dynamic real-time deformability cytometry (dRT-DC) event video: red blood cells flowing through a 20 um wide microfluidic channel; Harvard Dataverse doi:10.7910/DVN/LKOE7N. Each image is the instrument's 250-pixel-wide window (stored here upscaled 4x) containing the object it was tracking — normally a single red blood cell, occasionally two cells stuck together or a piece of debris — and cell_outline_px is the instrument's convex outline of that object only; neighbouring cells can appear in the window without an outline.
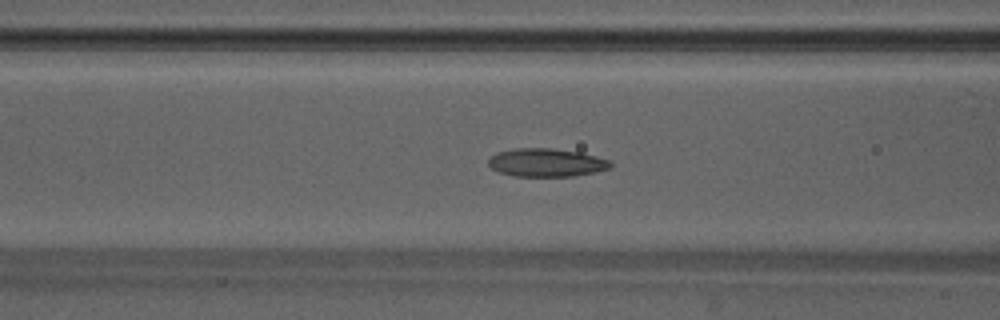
{"species": "Egyptian fruit bat (a non-hibernating species)", "species_latin": "Rousettus aegyptiacus", "temperature_condition": "warm", "stored_images_in_passage": 50, "camera_frame_rate_fps": 3000, "um_per_image_px": 0.085, "animal": {"sex": "male"}, "frame": {"image": 1, "passage_image": 20, "time_ms": 6.333, "image_size_px": [1000, 320], "cell_outline_px": [[612, 168], [596, 172], [572, 176], [512, 176], [500, 172], [492, 168], [488, 164], [488, 160], [496, 152], [516, 148], [548, 148], [580, 152], [612, 160]], "centroid_in_image_um": [46.48, 13.82], "position_along_channel_um": 120.1, "area_um2": 20.17}}
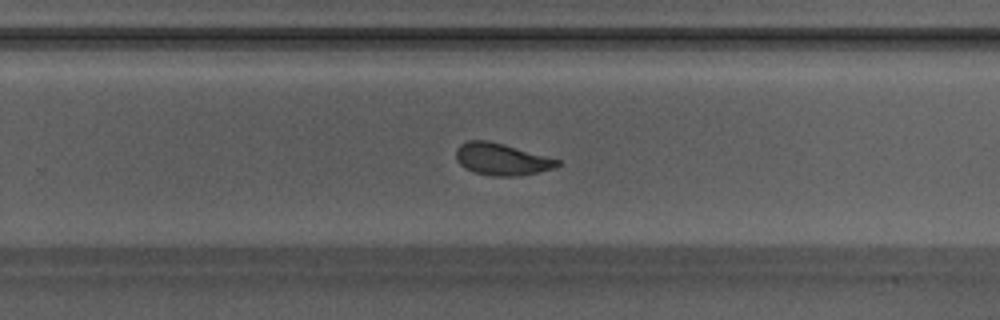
{"frame": {"image": 2, "passage_image": 32, "time_ms": 10.333, "image_size_px": [1000, 320], "cell_outline_px": [[560, 164], [552, 168], [536, 172], [516, 176], [492, 176], [472, 172], [464, 168], [456, 160], [456, 148], [460, 144], [468, 140], [488, 140], [504, 144], [560, 160]], "centroid_in_image_um": [42.57, 13.53], "position_along_channel_um": 287.2, "area_um2": 18.79}}
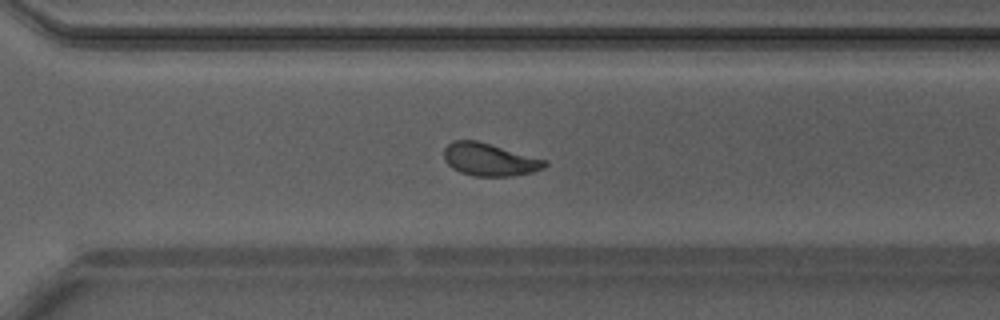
{"frame": {"image": 3, "passage_image": 35, "time_ms": 11.333, "image_size_px": [1000, 320], "cell_outline_px": [[548, 164], [544, 168], [532, 172], [512, 176], [472, 176], [460, 172], [452, 168], [444, 160], [444, 148], [452, 140], [476, 140], [548, 160]], "centroid_in_image_um": [41.6, 13.56], "position_along_channel_um": 329.0, "area_um2": 19.31}, "authors_computed_cell_mechanics": {"area_um2": 19.652, "velocity_mm_per_s": 4.1836, "shape_relaxation_time_tau1_ms": 3.3465, "shape_relaxation_time_tau2_ms": 1.6144, "deformation_change_tau1": 0.1685, "deformation_change_tau2": 0.0858}}